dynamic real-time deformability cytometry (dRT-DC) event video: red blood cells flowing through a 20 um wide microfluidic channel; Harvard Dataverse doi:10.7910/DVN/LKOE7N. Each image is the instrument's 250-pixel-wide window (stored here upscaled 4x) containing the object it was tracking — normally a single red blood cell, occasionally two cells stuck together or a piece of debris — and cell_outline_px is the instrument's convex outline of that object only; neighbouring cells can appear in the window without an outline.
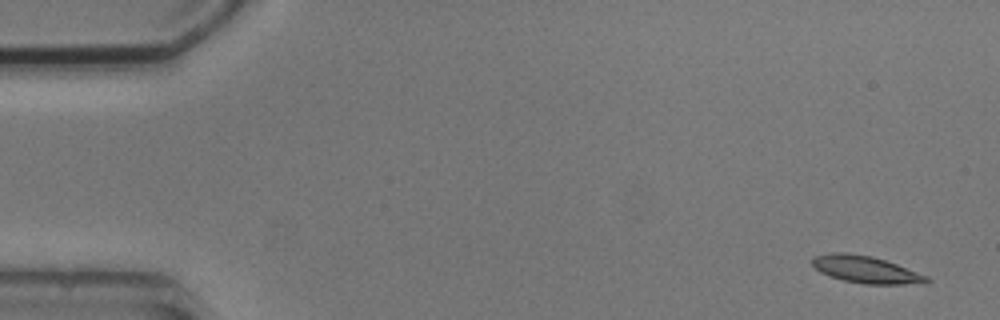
{"species": "common noctule bat (a hibernating species)", "species_latin": "Nyctalus noctula", "temperature_condition": "cold", "stored_images_in_passage": 4, "camera_frame_rate_fps": 3000, "um_per_image_px": 0.085, "animal": {"sex": "male", "body_mass_g": 20.5, "forearm_length_mm": 52.5}, "frame": {"image": 1, "passage_image": 1, "time_ms": 0.0, "image_size_px": [1000, 320], "cell_outline_px": [[932, 280], [928, 284], [864, 284], [844, 280], [820, 272], [812, 264], [812, 260], [816, 256], [832, 252], [848, 252], [872, 256], [896, 264], [928, 276]], "centroid_in_image_um": [73.65, 22.91], "position_along_channel_um": 11.3, "area_um2": 18.03}}
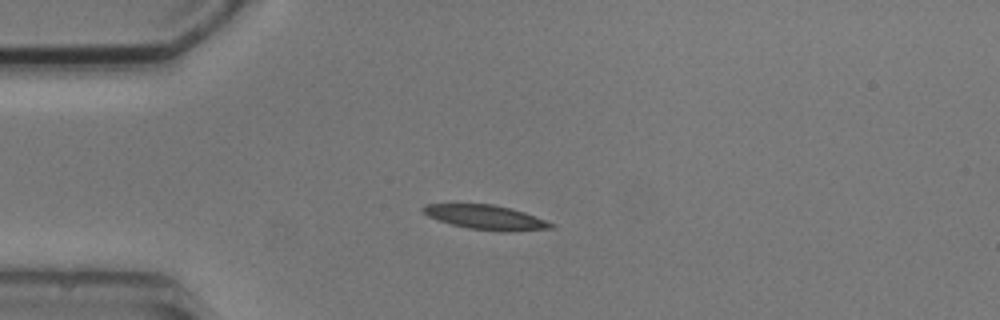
{"frame": {"image": 2, "passage_image": 4, "time_ms": 3.667, "image_size_px": [1000, 320], "cell_outline_px": [[556, 224], [552, 228], [504, 232], [468, 228], [452, 224], [428, 216], [420, 208], [424, 204], [492, 204], [524, 212]], "centroid_in_image_um": [41.3, 18.47], "position_along_channel_um": 43.7, "area_um2": 17.98}}